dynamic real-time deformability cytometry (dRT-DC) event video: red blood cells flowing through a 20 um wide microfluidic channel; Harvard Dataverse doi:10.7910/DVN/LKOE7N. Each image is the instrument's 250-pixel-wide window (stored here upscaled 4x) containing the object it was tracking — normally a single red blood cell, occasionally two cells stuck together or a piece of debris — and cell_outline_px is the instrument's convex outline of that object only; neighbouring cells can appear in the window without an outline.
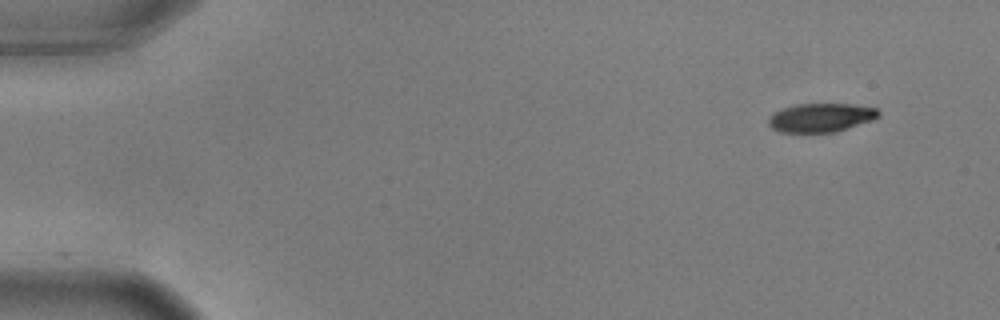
{"species": "common noctule bat (a hibernating species)", "species_latin": "Nyctalus noctula", "temperature_condition": "warm", "stored_images_in_passage": 52, "camera_frame_rate_fps": 3000, "um_per_image_px": 0.085, "animal": {"sex": "male", "body_mass_g": 17.9, "forearm_length_mm": 54.2}, "frame": {"image": 1, "passage_image": 1, "time_ms": 0.0, "image_size_px": [1000, 320], "cell_outline_px": [[880, 116], [872, 120], [836, 132], [780, 132], [772, 128], [768, 124], [768, 116], [772, 112], [792, 104], [852, 104], [876, 108], [880, 112]], "centroid_in_image_um": [69.74, 9.99], "position_along_channel_um": 15.3, "area_um2": 18.61}}
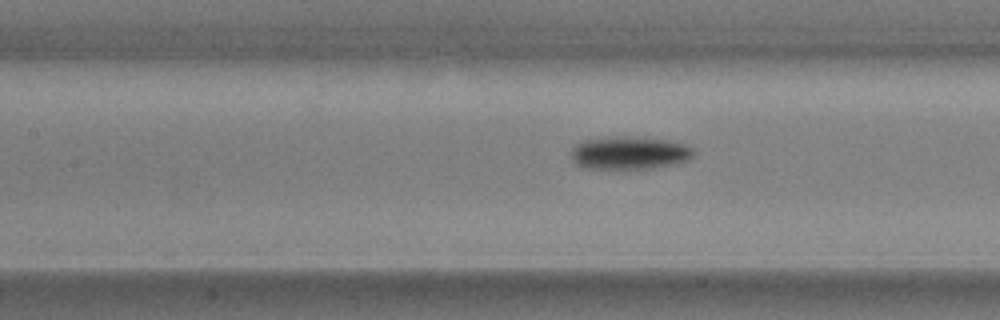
{"frame": {"image": 2, "passage_image": 22, "time_ms": 7.0, "image_size_px": [1000, 320], "cell_outline_px": [[696, 152], [688, 160], [676, 164], [652, 168], [584, 168], [576, 164], [572, 160], [572, 148], [576, 144], [584, 140], [620, 136], [624, 136], [668, 140], [684, 144], [692, 148]], "centroid_in_image_um": [53.52, 13.0], "position_along_channel_um": 153.9, "area_um2": 23.35}}
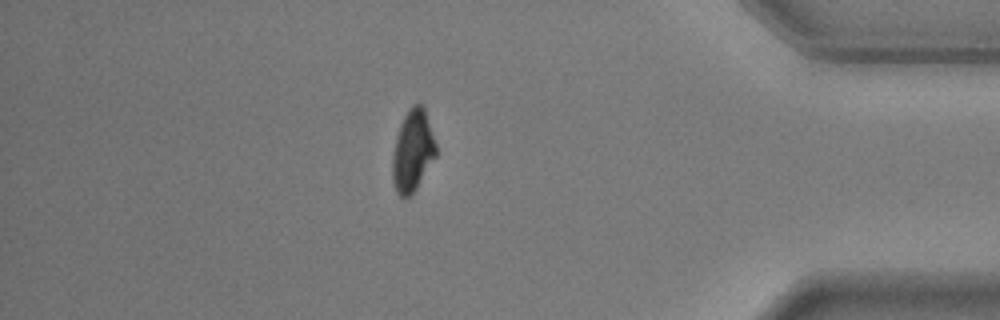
{"frame": {"image": 3, "passage_image": 45, "time_ms": 14.667, "image_size_px": [1000, 320], "cell_outline_px": [[436, 156], [412, 196], [404, 200], [396, 192], [392, 180], [392, 156], [396, 136], [400, 124], [408, 108], [412, 104], [420, 104], [424, 108], [436, 144]], "centroid_in_image_um": [35.06, 12.87], "position_along_channel_um": 400.1, "area_um2": 20.92}, "authors_computed_cell_mechanics": {"area_um2": 21.2126, "velocity_mm_per_s": 3.6406, "shape_relaxation_time_tau1_ms": 2.438, "shape_relaxation_time_tau2_ms": null, "deformation_change_tau1": 0.1448, "deformation_change_tau2": null}}